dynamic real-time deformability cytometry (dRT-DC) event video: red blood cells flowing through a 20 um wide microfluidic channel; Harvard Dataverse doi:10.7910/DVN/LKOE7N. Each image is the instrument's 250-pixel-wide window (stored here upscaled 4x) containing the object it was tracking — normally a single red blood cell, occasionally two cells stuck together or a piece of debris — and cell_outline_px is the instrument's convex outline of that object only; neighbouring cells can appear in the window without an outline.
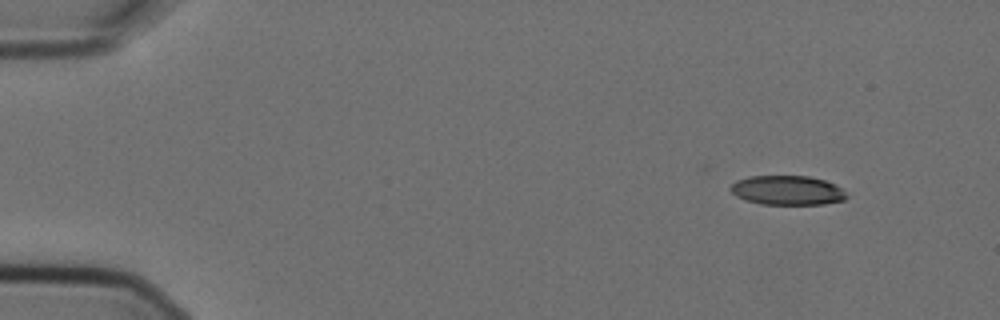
{"species": "Egyptian fruit bat (a non-hibernating species)", "species_latin": "Rousettus aegyptiacus", "temperature_condition": "cold", "stored_images_in_passage": 4, "camera_frame_rate_fps": 3000, "um_per_image_px": 0.085, "animal": {"sex": "female"}, "frame": {"image": 1, "passage_image": 1, "time_ms": 0.0, "image_size_px": [1000, 320], "cell_outline_px": [[848, 196], [844, 200], [824, 204], [760, 204], [744, 200], [736, 196], [728, 188], [736, 180], [748, 176], [808, 176], [824, 180], [840, 188]], "centroid_in_image_um": [66.87, 16.18], "position_along_channel_um": 18.1, "area_um2": 19.83}}
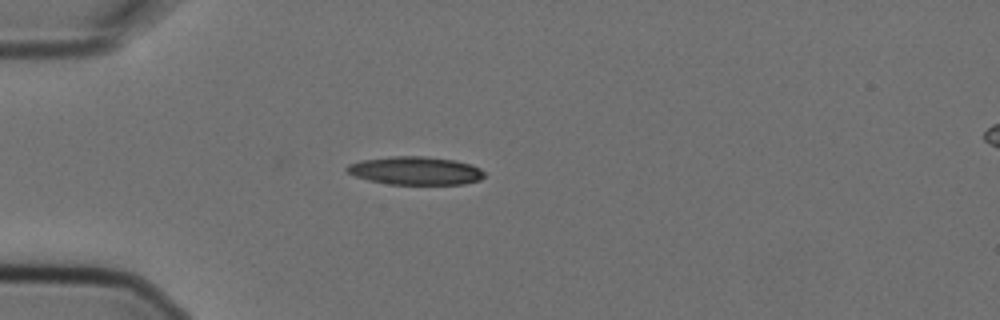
{"frame": {"image": 2, "passage_image": 4, "time_ms": 1.0, "image_size_px": [1000, 320], "cell_outline_px": [[484, 176], [480, 180], [464, 184], [388, 184], [368, 180], [356, 176], [348, 172], [344, 168], [348, 164], [360, 160], [388, 156], [424, 156], [456, 160], [472, 164], [480, 168], [484, 172]], "centroid_in_image_um": [35.31, 14.5], "position_along_channel_um": 49.7, "area_um2": 22.77}}